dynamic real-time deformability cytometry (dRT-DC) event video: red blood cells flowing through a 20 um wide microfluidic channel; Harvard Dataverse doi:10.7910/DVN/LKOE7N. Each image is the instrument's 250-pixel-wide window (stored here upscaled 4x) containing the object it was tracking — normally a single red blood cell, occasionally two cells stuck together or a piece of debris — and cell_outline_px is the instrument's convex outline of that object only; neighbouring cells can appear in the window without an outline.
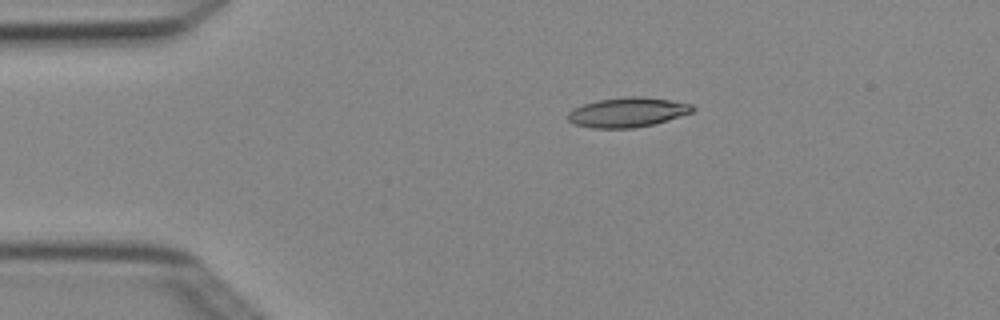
{"species": "Egyptian fruit bat (a non-hibernating species)", "species_latin": "Rousettus aegyptiacus", "temperature_condition": "cold", "stored_images_in_passage": 3, "camera_frame_rate_fps": 3000, "um_per_image_px": 0.085, "animal": {"sex": "female"}, "frame": {"image": 1, "passage_image": 2, "time_ms": 0.333, "image_size_px": [1000, 320], "cell_outline_px": [[696, 108], [692, 112], [652, 124], [632, 128], [592, 128], [572, 124], [568, 120], [568, 112], [584, 104], [596, 100], [628, 96], [644, 96], [692, 104]], "centroid_in_image_um": [53.31, 9.54], "position_along_channel_um": 31.7, "area_um2": 21.39}}